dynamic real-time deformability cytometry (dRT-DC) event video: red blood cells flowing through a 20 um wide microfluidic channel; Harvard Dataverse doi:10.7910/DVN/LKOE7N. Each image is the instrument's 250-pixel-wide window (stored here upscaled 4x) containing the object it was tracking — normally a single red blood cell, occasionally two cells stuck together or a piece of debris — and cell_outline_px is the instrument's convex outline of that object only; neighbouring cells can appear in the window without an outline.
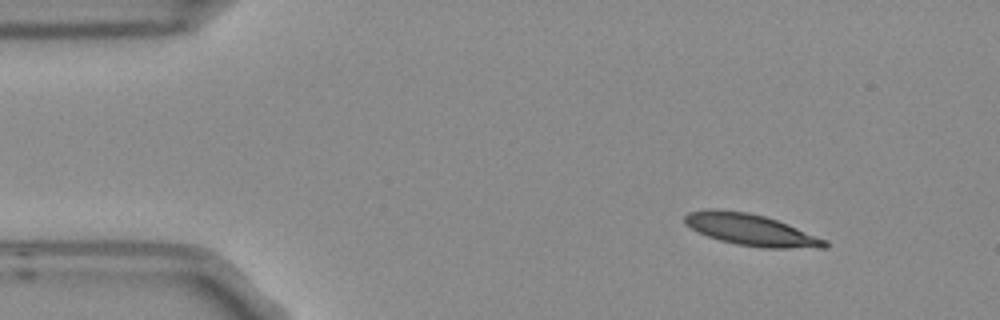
{"species": "Egyptian fruit bat (a non-hibernating species)", "species_latin": "Rousettus aegyptiacus", "temperature_condition": "room temperature", "stored_images_in_passage": 4, "camera_frame_rate_fps": 3000, "um_per_image_px": 0.085, "frame": {"image": 1, "passage_image": 1, "time_ms": 0.0, "image_size_px": [1000, 320], "cell_outline_px": [[828, 248], [764, 248], [736, 244], [720, 240], [708, 236], [684, 224], [684, 216], [688, 212], [708, 208], [716, 208], [748, 212], [764, 216], [788, 224], [828, 240]], "centroid_in_image_um": [63.83, 19.53], "position_along_channel_um": 21.2, "area_um2": 25.89}}
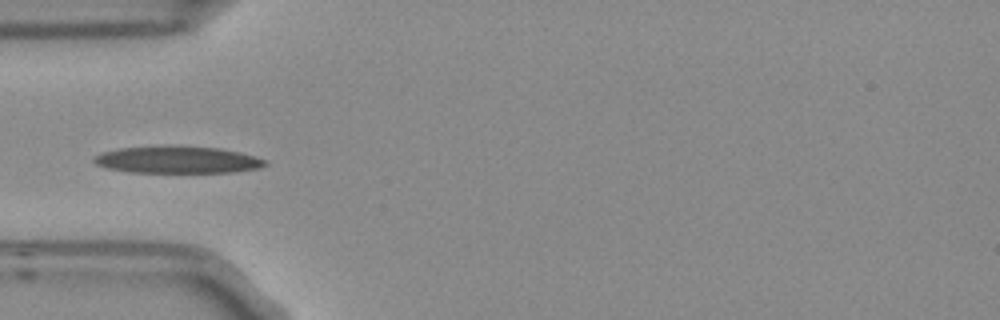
{"frame": {"image": 2, "passage_image": 4, "time_ms": 1.0, "image_size_px": [1000, 320], "cell_outline_px": [[268, 164], [260, 168], [232, 172], [128, 172], [108, 168], [96, 164], [92, 160], [92, 156], [100, 152], [120, 148], [220, 148], [240, 152], [256, 156], [268, 160]], "centroid_in_image_um": [15.11, 13.61], "position_along_channel_um": 69.9, "area_um2": 26.18}}